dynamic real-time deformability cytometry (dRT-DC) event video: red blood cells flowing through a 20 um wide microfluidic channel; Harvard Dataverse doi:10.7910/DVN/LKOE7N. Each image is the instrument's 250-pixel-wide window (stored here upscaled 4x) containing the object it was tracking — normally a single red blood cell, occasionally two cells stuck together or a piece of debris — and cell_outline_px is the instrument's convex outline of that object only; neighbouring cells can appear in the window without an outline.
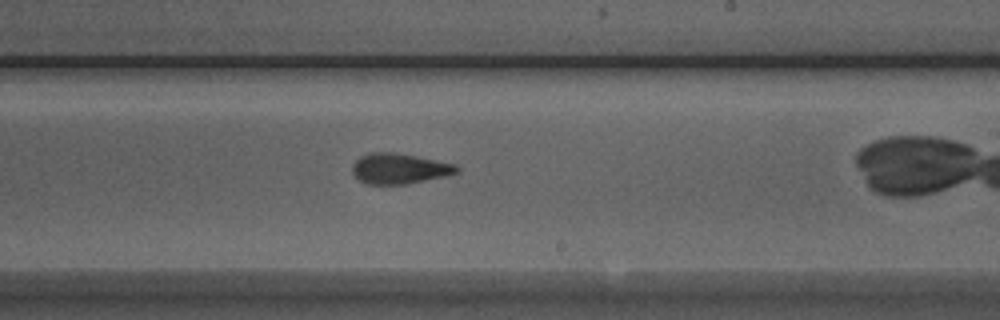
{"species": "Egyptian fruit bat (a non-hibernating species)", "species_latin": "Rousettus aegyptiacus", "temperature_condition": "room temperature", "stored_images_in_passage": 23, "camera_frame_rate_fps": 3000, "um_per_image_px": 0.085, "animal": {"sex": "male"}, "frame": {"image": 1, "passage_image": 12, "time_ms": 3.667, "image_size_px": [1000, 320], "cell_outline_px": [[460, 172], [444, 176], [404, 184], [368, 184], [360, 180], [352, 172], [352, 164], [360, 156], [368, 152], [396, 152], [456, 164], [460, 168]], "centroid_in_image_um": [33.94, 14.31], "position_along_channel_um": 255.1, "area_um2": 18.5}}
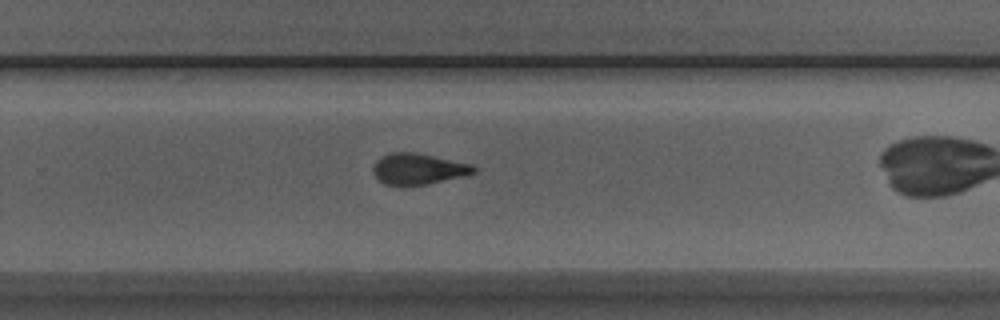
{"frame": {"image": 2, "passage_image": 15, "time_ms": 4.667, "image_size_px": [1000, 320], "cell_outline_px": [[476, 172], [428, 184], [384, 184], [372, 172], [372, 168], [376, 160], [380, 156], [388, 152], [416, 152], [472, 164], [476, 168]], "centroid_in_image_um": [35.51, 14.32], "position_along_channel_um": 294.3, "area_um2": 17.98}}
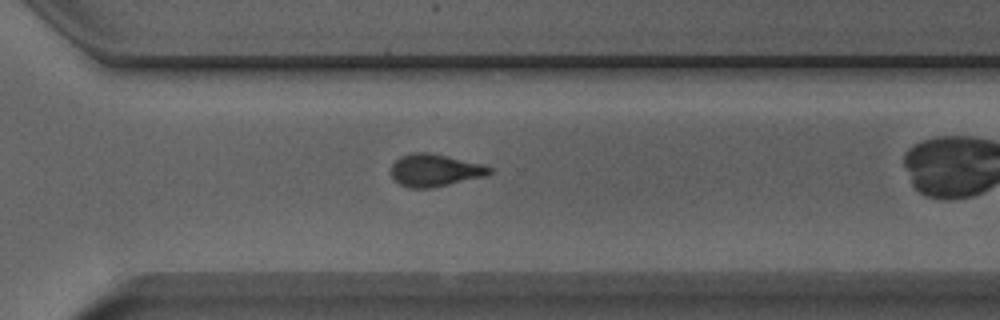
{"frame": {"image": 3, "passage_image": 18, "time_ms": 5.667, "image_size_px": [1000, 320], "cell_outline_px": [[492, 172], [488, 176], [432, 188], [408, 188], [400, 184], [392, 176], [392, 164], [400, 156], [412, 152], [428, 152], [480, 164], [492, 168]], "centroid_in_image_um": [36.96, 14.48], "position_along_channel_um": 333.6, "area_um2": 18.5}}